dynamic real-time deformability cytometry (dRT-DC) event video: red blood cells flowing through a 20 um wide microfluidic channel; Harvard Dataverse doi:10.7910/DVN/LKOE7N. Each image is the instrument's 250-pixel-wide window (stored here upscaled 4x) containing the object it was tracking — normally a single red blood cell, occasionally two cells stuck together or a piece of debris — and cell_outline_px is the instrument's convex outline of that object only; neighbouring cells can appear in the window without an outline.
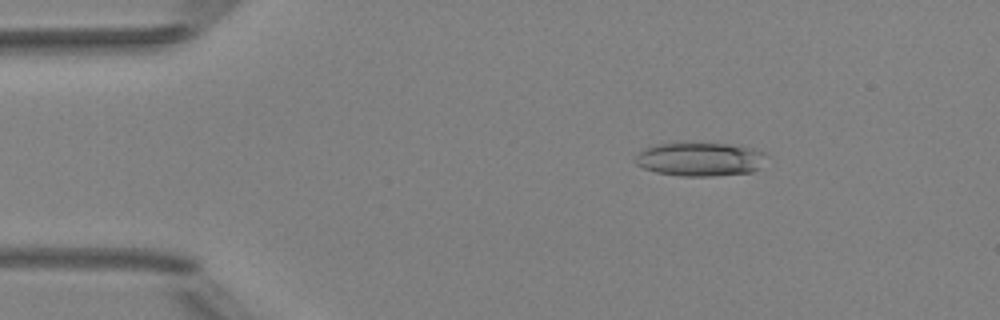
{"species": "Egyptian fruit bat (a non-hibernating species)", "species_latin": "Rousettus aegyptiacus", "temperature_condition": "room temperature", "stored_images_in_passage": 5, "camera_frame_rate_fps": 3000, "um_per_image_px": 0.085, "animal": {"sex": "female"}, "frame": {"image": 1, "passage_image": 3, "time_ms": 2.333, "image_size_px": [1000, 320], "cell_outline_px": [[764, 156], [756, 168], [752, 172], [712, 176], [680, 176], [656, 172], [644, 168], [636, 164], [636, 156], [644, 148], [652, 144], [676, 140], [728, 144], [752, 148], [764, 152]], "centroid_in_image_um": [59.39, 13.48], "position_along_channel_um": 25.6, "area_um2": 26.24}}
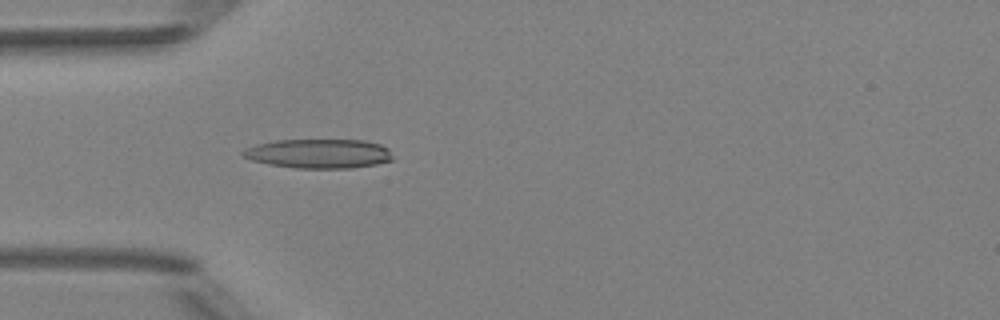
{"frame": {"image": 2, "passage_image": 5, "time_ms": 4.667, "image_size_px": [1000, 320], "cell_outline_px": [[396, 160], [376, 164], [352, 168], [296, 168], [268, 164], [252, 160], [240, 156], [240, 152], [244, 148], [256, 144], [276, 140], [364, 140], [380, 144], [388, 148]], "centroid_in_image_um": [27.1, 13.06], "position_along_channel_um": 57.9, "area_um2": 25.89}}